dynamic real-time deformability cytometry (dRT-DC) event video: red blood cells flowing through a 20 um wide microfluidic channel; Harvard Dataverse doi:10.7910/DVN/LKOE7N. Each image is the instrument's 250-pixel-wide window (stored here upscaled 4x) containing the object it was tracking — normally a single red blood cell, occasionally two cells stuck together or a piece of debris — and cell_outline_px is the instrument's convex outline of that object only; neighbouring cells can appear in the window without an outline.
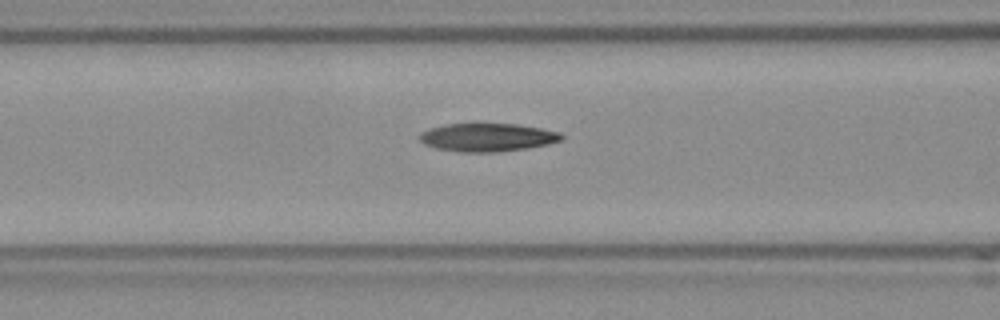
{"species": "Egyptian fruit bat (a non-hibernating species)", "species_latin": "Rousettus aegyptiacus", "temperature_condition": "room temperature", "stored_images_in_passage": 30, "camera_frame_rate_fps": 3000, "um_per_image_px": 0.085, "frame": {"image": 1, "passage_image": 5, "time_ms": 1.333, "image_size_px": [1000, 320], "cell_outline_px": [[564, 140], [548, 144], [528, 148], [496, 152], [460, 152], [436, 148], [424, 144], [416, 136], [420, 132], [428, 128], [444, 124], [472, 120], [476, 120], [516, 124], [540, 128], [560, 132], [564, 136]], "centroid_in_image_um": [41.37, 11.62], "position_along_channel_um": 125.2, "area_um2": 24.62}}